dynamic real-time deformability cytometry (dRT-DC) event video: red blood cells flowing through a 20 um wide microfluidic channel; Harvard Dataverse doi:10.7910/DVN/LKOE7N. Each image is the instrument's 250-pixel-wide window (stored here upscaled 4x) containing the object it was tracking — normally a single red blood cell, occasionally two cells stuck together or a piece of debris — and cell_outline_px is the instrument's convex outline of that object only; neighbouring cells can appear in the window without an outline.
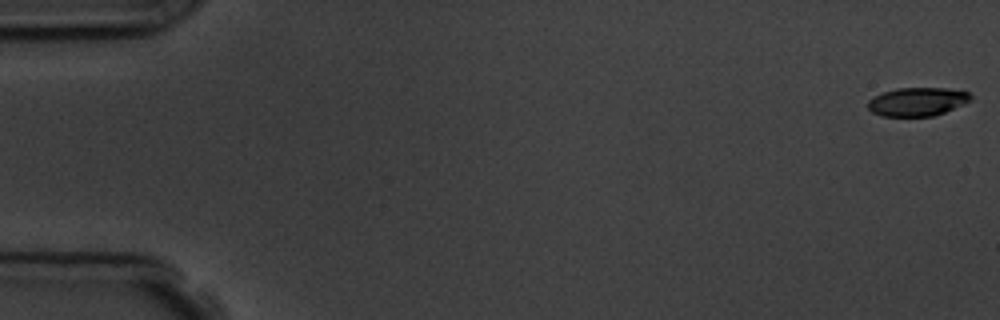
{"species": "common noctule bat (a hibernating species)", "species_latin": "Nyctalus noctula", "temperature_condition": "room temperature", "stored_images_in_passage": 5, "camera_frame_rate_fps": 3000, "um_per_image_px": 0.085, "animal": {"sex": "male", "body_mass_g": 19.5, "forearm_length_mm": 54.6}, "frame": {"image": 1, "passage_image": 1, "time_ms": 0.0, "image_size_px": [1000, 320], "cell_outline_px": [[972, 100], [964, 104], [944, 112], [932, 116], [880, 116], [872, 112], [868, 108], [868, 100], [872, 96], [896, 88], [948, 88], [968, 92], [972, 96]], "centroid_in_image_um": [77.96, 8.64], "position_along_channel_um": 7.0, "area_um2": 17.17}}
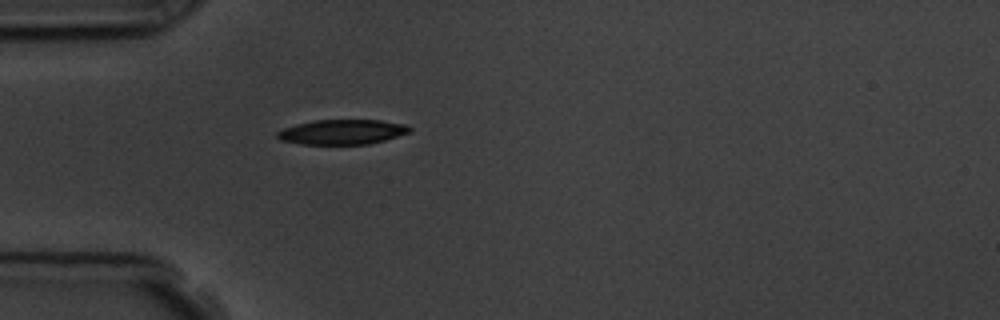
{"frame": {"image": 2, "passage_image": 5, "time_ms": 5.333, "image_size_px": [1000, 320], "cell_outline_px": [[412, 132], [384, 140], [368, 144], [300, 144], [280, 140], [276, 136], [276, 132], [284, 128], [296, 124], [312, 120], [380, 120], [404, 124], [412, 128]], "centroid_in_image_um": [29.08, 11.21], "position_along_channel_um": 55.9, "area_um2": 19.25}}